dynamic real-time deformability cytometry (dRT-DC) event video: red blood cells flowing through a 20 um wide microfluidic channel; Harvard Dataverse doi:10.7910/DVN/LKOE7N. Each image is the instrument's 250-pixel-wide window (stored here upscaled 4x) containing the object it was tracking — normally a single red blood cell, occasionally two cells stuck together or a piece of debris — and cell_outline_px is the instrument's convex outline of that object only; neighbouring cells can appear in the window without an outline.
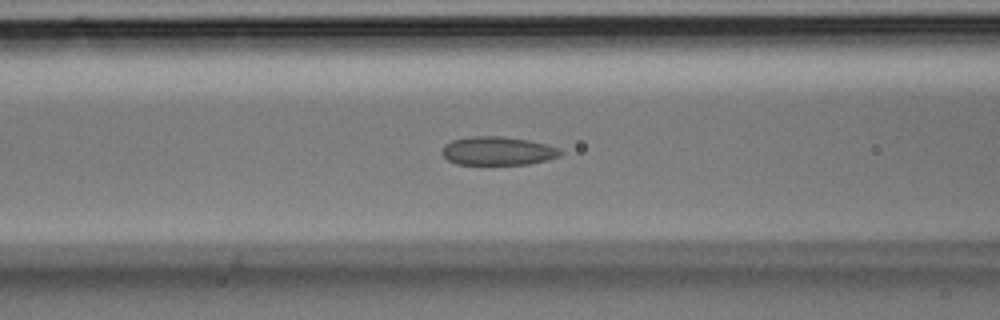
{"species": "Egyptian fruit bat (a non-hibernating species)", "species_latin": "Rousettus aegyptiacus", "temperature_condition": "room temperature", "stored_images_in_passage": 36, "camera_frame_rate_fps": 3000, "um_per_image_px": 0.085, "animal": {"sex": "male"}, "frame": {"image": 1, "passage_image": 14, "time_ms": 4.333, "image_size_px": [1000, 320], "cell_outline_px": [[560, 156], [528, 164], [456, 164], [448, 160], [440, 152], [444, 144], [452, 140], [472, 136], [500, 136], [528, 140], [548, 144], [560, 148]], "centroid_in_image_um": [42.28, 12.82], "position_along_channel_um": 124.3, "area_um2": 19.65}}
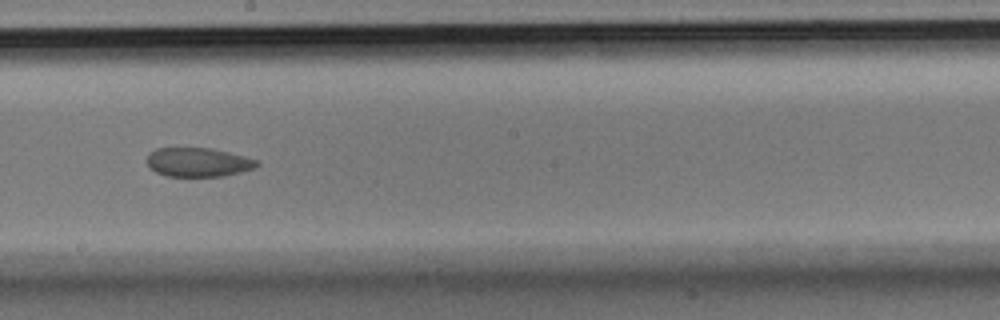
{"frame": {"image": 2, "passage_image": 20, "time_ms": 6.333, "image_size_px": [1000, 320], "cell_outline_px": [[260, 164], [252, 168], [240, 172], [224, 176], [168, 176], [156, 172], [148, 168], [148, 152], [156, 148], [212, 148], [244, 156], [256, 160]], "centroid_in_image_um": [16.8, 13.78], "position_along_channel_um": 231.4, "area_um2": 18.5}}
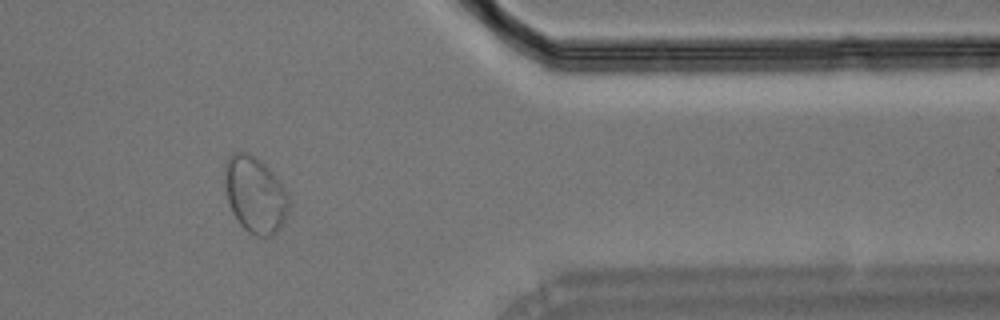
{"frame": {"image": 3, "passage_image": 30, "time_ms": 9.667, "image_size_px": [1000, 320], "cell_outline_px": [[288, 212], [280, 228], [276, 232], [268, 236], [256, 236], [248, 232], [240, 224], [232, 212], [228, 200], [224, 180], [224, 164], [228, 156], [232, 152], [248, 152], [260, 160], [276, 176], [288, 192]], "centroid_in_image_um": [21.67, 16.52], "position_along_channel_um": 389.7, "area_um2": 28.55}}